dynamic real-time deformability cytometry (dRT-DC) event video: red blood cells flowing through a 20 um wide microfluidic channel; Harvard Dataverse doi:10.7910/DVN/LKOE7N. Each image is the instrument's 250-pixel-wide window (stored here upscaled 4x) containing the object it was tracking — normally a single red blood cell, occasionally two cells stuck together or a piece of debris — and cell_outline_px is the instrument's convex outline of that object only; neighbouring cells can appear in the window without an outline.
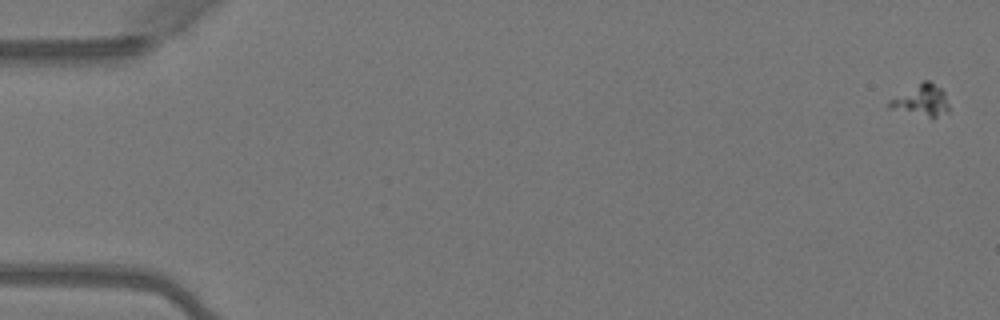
{"species": "Egyptian fruit bat (a non-hibernating species)", "species_latin": "Rousettus aegyptiacus", "temperature_condition": "warm", "stored_images_in_passage": 5, "camera_frame_rate_fps": 3000, "um_per_image_px": 0.085, "animal": {"sex": "female"}, "frame": {"image": 1, "passage_image": 1, "time_ms": 0.0, "image_size_px": [1000, 320], "cell_outline_px": [[948, 112], [936, 116], [928, 116], [888, 108], [888, 100], [924, 80], [928, 80], [940, 88], [944, 92], [948, 104]], "centroid_in_image_um": [78.3, 8.51], "position_along_channel_um": 6.7, "area_um2": 10.52}}
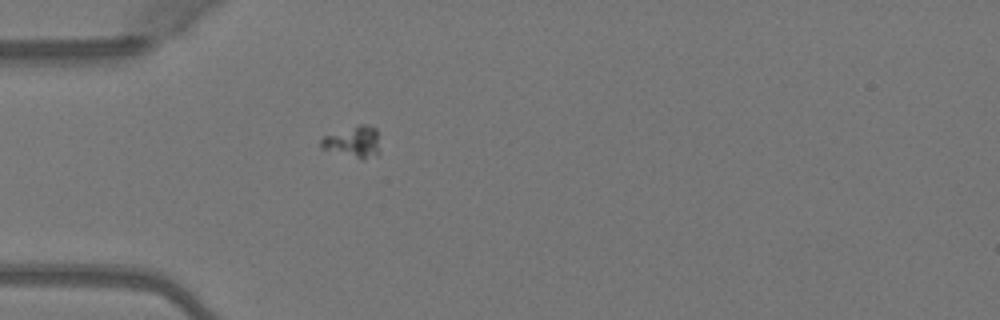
{"frame": {"image": 2, "passage_image": 5, "time_ms": 1.333, "image_size_px": [1000, 320], "cell_outline_px": [[380, 152], [360, 160], [320, 148], [320, 140], [324, 136], [360, 124], [364, 124], [376, 128]], "centroid_in_image_um": [30.0, 12.07], "position_along_channel_um": 55.0, "area_um2": 10.69}}